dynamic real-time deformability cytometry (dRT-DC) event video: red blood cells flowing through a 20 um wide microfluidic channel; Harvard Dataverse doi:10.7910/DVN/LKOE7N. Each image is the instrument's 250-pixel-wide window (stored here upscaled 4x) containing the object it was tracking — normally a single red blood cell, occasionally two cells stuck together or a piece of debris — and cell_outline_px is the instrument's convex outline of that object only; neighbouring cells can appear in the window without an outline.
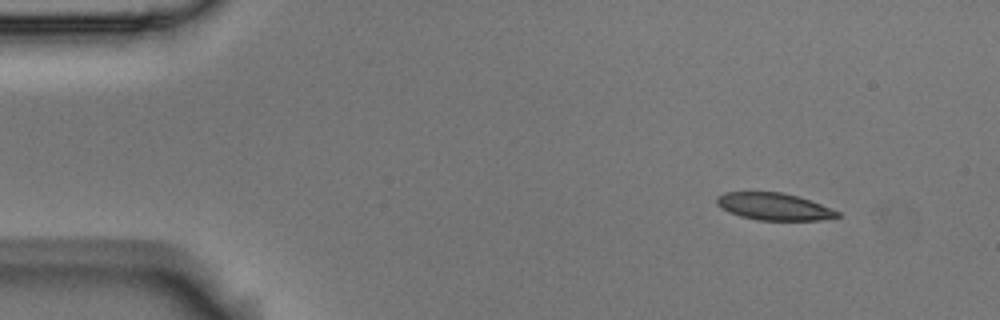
{"species": "Egyptian fruit bat (a non-hibernating species)", "species_latin": "Rousettus aegyptiacus", "temperature_condition": "room temperature", "stored_images_in_passage": 5, "camera_frame_rate_fps": 3000, "um_per_image_px": 0.085, "animal": {"sex": "male"}, "frame": {"image": 1, "passage_image": 1, "time_ms": 0.0, "image_size_px": [1000, 320], "cell_outline_px": [[840, 216], [820, 220], [756, 220], [740, 216], [716, 204], [716, 196], [724, 192], [784, 192], [820, 204], [840, 212]], "centroid_in_image_um": [65.77, 17.55], "position_along_channel_um": 19.2, "area_um2": 18.84}}
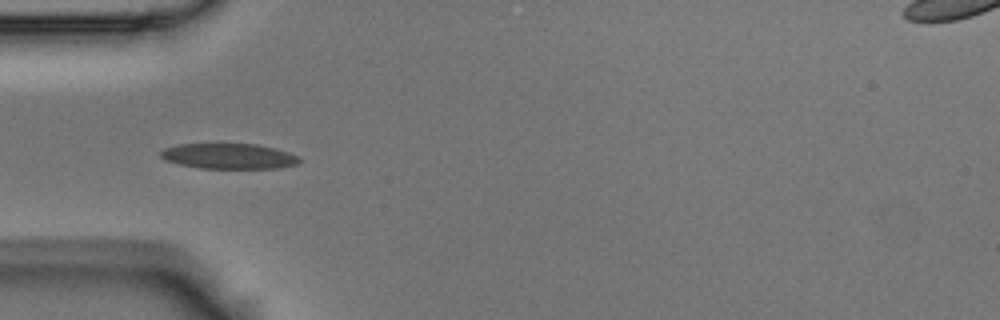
{"frame": {"image": 2, "passage_image": 4, "time_ms": 1.0, "image_size_px": [1000, 320], "cell_outline_px": [[300, 164], [280, 168], [200, 168], [180, 164], [164, 160], [160, 156], [160, 152], [164, 148], [176, 144], [256, 144], [276, 148], [300, 156]], "centroid_in_image_um": [19.48, 13.27], "position_along_channel_um": 65.5, "area_um2": 20.69}}
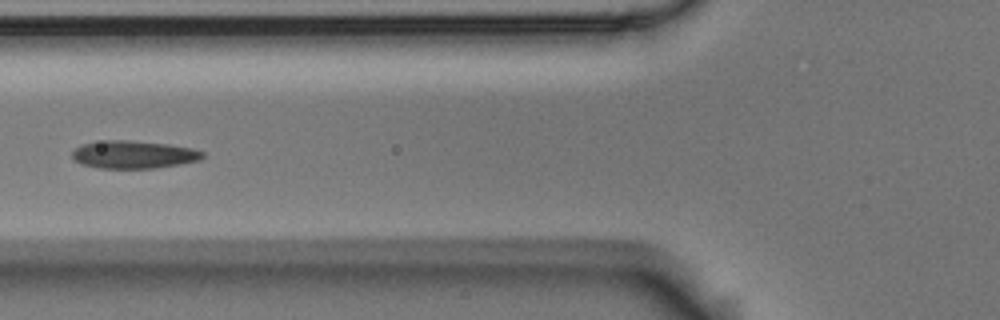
{"frame": {"image": 3, "passage_image": 5, "time_ms": 1.333, "image_size_px": [1000, 320], "cell_outline_px": [[204, 156], [200, 160], [180, 164], [156, 168], [96, 168], [80, 164], [72, 156], [72, 152], [80, 144], [108, 140], [128, 140], [168, 144], [192, 148], [204, 152]], "centroid_in_image_um": [11.35, 13.14], "position_along_channel_um": 114.4, "area_um2": 21.15}}